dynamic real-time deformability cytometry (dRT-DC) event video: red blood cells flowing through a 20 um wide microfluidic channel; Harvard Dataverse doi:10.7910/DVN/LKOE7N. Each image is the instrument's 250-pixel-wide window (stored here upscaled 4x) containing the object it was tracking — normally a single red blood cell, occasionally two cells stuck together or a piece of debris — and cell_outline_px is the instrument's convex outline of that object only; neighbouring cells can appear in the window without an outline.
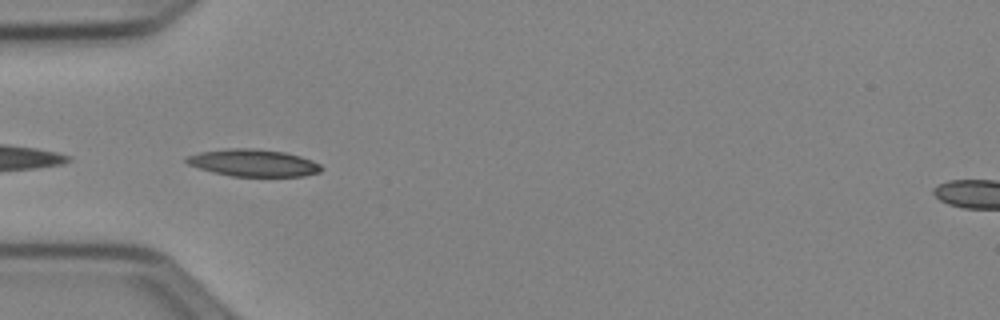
{"species": "Egyptian fruit bat (a non-hibernating species)", "species_latin": "Rousettus aegyptiacus", "temperature_condition": "cold", "stored_images_in_passage": 5, "camera_frame_rate_fps": 3000, "um_per_image_px": 0.085, "animal": {"sex": "female"}, "frame": {"image": 1, "passage_image": 1, "time_ms": 0.0, "image_size_px": [1000, 320], "cell_outline_px": [[324, 168], [320, 172], [304, 176], [232, 176], [212, 172], [188, 164], [184, 160], [188, 156], [200, 152], [228, 148], [256, 148], [284, 152], [300, 156], [312, 160], [320, 164]], "centroid_in_image_um": [21.56, 13.84], "position_along_channel_um": 63.4, "area_um2": 21.33}}